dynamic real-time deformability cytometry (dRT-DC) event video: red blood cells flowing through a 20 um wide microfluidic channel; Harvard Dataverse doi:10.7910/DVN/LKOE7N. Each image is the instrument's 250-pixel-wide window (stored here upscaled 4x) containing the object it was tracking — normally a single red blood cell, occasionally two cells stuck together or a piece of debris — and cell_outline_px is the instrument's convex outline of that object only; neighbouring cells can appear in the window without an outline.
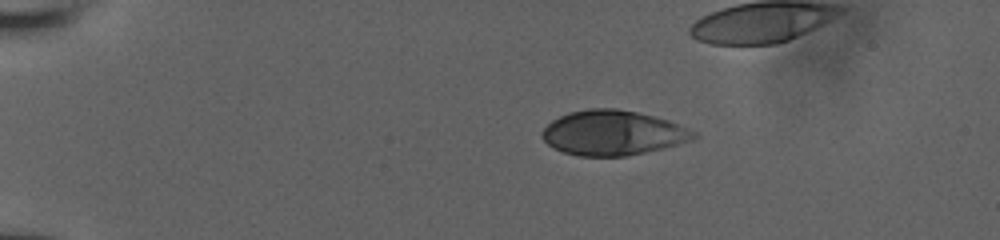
{"species": "human", "species_latin": "Homo sapiens", "temperature_condition": "room temperature", "stored_images_in_passage": 43, "camera_frame_rate_fps": 3000, "um_per_image_px": 0.085, "donor": {"sex": "male"}, "frame": {"image": 1, "passage_image": 1, "time_ms": 0.0, "image_size_px": [1000, 240], "cell_outline_px": [[700, 136], [692, 140], [664, 148], [624, 156], [580, 156], [564, 152], [552, 148], [540, 136], [540, 132], [552, 120], [568, 112], [592, 108], [616, 108], [636, 112], [668, 120], [696, 132]], "centroid_in_image_um": [52.07, 11.29], "position_along_channel_um": 32.9, "area_um2": 39.54}}
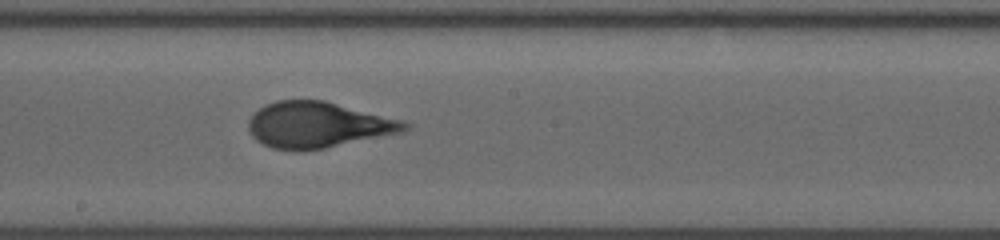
{"frame": {"image": 2, "passage_image": 25, "time_ms": 7.0, "image_size_px": [1000, 240], "cell_outline_px": [[412, 124], [404, 132], [324, 148], [272, 148], [256, 140], [252, 136], [248, 128], [248, 120], [252, 112], [276, 100], [324, 100], [404, 120]], "centroid_in_image_um": [27.06, 10.58], "position_along_channel_um": 221.1, "area_um2": 41.33}}
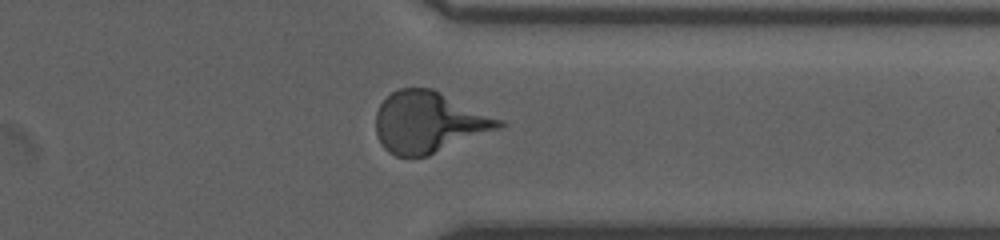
{"frame": {"image": 3, "passage_image": 38, "time_ms": 11.0, "image_size_px": [1000, 240], "cell_outline_px": [[508, 124], [500, 128], [428, 156], [396, 156], [388, 152], [380, 144], [376, 132], [376, 112], [380, 104], [392, 92], [400, 88], [432, 88], [504, 120]], "centroid_in_image_um": [36.45, 10.39], "position_along_channel_um": 374.9, "area_um2": 43.87}}